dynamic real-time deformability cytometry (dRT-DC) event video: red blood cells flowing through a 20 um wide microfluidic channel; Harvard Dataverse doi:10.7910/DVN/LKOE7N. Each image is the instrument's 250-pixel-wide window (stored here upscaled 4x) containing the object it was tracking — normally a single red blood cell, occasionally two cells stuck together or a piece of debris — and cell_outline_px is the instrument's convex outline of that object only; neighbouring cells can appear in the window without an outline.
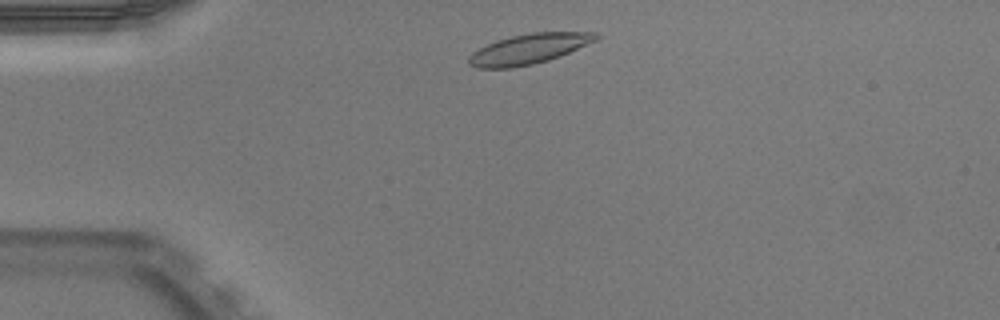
{"species": "Egyptian fruit bat (a non-hibernating species)", "species_latin": "Rousettus aegyptiacus", "temperature_condition": "warm", "stored_images_in_passage": 42, "camera_frame_rate_fps": 3000, "um_per_image_px": 0.085, "animal": {"sex": "male"}, "frame": {"image": 1, "passage_image": 3, "time_ms": 0.667, "image_size_px": [1000, 320], "cell_outline_px": [[600, 36], [596, 40], [560, 56], [548, 60], [532, 64], [512, 68], [476, 68], [468, 64], [468, 56], [472, 52], [496, 40], [512, 36], [532, 32], [596, 32]], "centroid_in_image_um": [44.93, 4.16], "position_along_channel_um": 40.1, "area_um2": 22.2}}
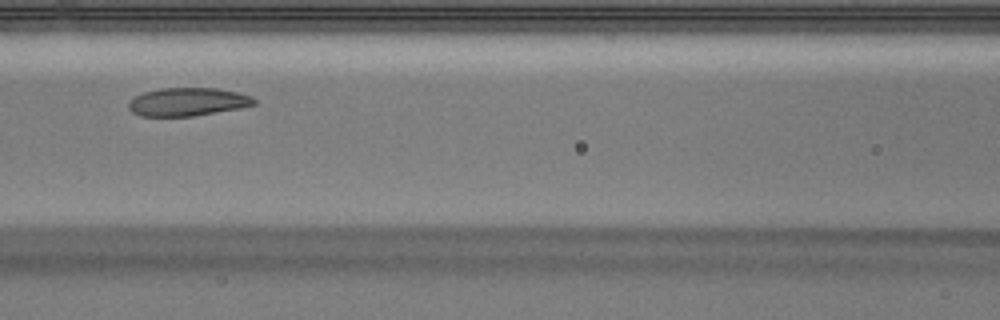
{"frame": {"image": 2, "passage_image": 14, "time_ms": 4.333, "image_size_px": [1000, 320], "cell_outline_px": [[256, 104], [240, 108], [192, 116], [140, 116], [132, 112], [128, 108], [128, 100], [144, 92], [160, 88], [216, 88], [236, 92], [252, 96], [256, 100]], "centroid_in_image_um": [15.93, 8.65], "position_along_channel_um": 150.7, "area_um2": 20.63}}
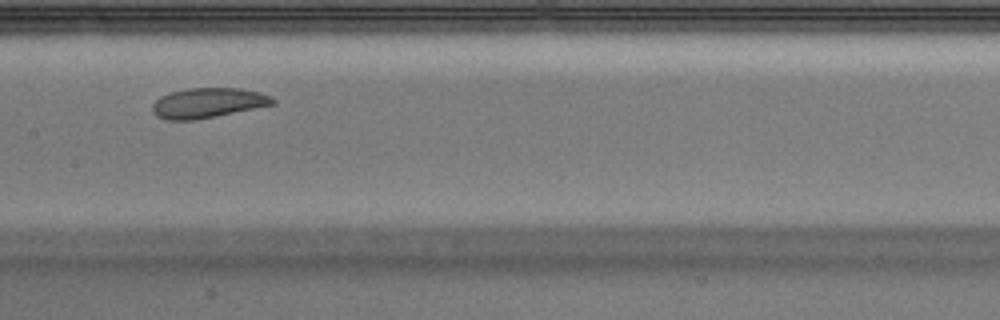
{"frame": {"image": 3, "passage_image": 17, "time_ms": 5.333, "image_size_px": [1000, 320], "cell_outline_px": [[276, 104], [196, 120], [164, 120], [156, 116], [152, 112], [152, 104], [160, 96], [172, 92], [188, 88], [240, 88], [260, 92], [272, 96], [276, 100]], "centroid_in_image_um": [17.68, 8.75], "position_along_channel_um": 189.7, "area_um2": 21.21}, "authors_computed_cell_mechanics": {"area_um2": 21.9929, "velocity_mm_per_s": 3.9093, "shape_relaxation_time_tau1_ms": 2.2859, "shape_relaxation_time_tau2_ms": 4.2409, "deformation_change_tau1": 0.1194, "deformation_change_tau2": 0.1035}}